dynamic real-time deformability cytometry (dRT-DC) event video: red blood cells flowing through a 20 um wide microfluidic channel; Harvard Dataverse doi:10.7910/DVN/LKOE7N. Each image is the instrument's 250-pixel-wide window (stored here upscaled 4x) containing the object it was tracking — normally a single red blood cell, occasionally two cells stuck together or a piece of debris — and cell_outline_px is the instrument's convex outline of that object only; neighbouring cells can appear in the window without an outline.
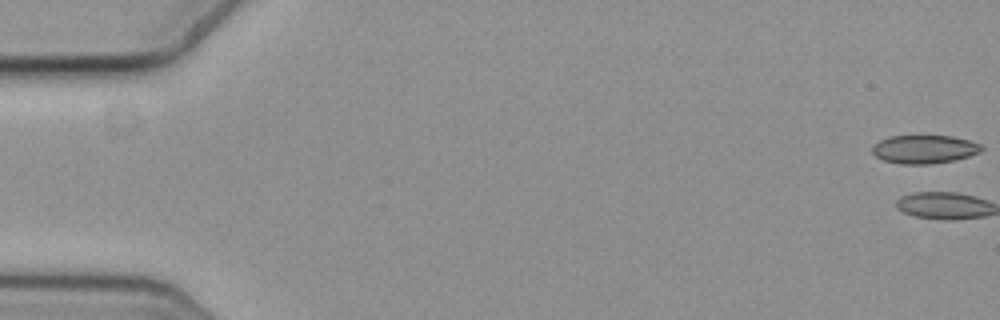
{"species": "common noctule bat (a hibernating species)", "species_latin": "Nyctalus noctula", "temperature_condition": "cold", "stored_images_in_passage": 2, "camera_frame_rate_fps": 3000, "um_per_image_px": 0.085, "animal": {"sex": "female", "body_mass_g": 19.3, "forearm_length_mm": 54.1}, "frame": {"image": 1, "passage_image": 1, "time_ms": 0.0, "image_size_px": [1000, 320], "cell_outline_px": [[984, 148], [980, 152], [956, 160], [932, 164], [900, 164], [884, 160], [876, 156], [872, 152], [872, 144], [888, 136], [952, 136], [968, 140], [980, 144]], "centroid_in_image_um": [78.55, 12.69], "position_along_channel_um": 6.4, "area_um2": 18.15}}